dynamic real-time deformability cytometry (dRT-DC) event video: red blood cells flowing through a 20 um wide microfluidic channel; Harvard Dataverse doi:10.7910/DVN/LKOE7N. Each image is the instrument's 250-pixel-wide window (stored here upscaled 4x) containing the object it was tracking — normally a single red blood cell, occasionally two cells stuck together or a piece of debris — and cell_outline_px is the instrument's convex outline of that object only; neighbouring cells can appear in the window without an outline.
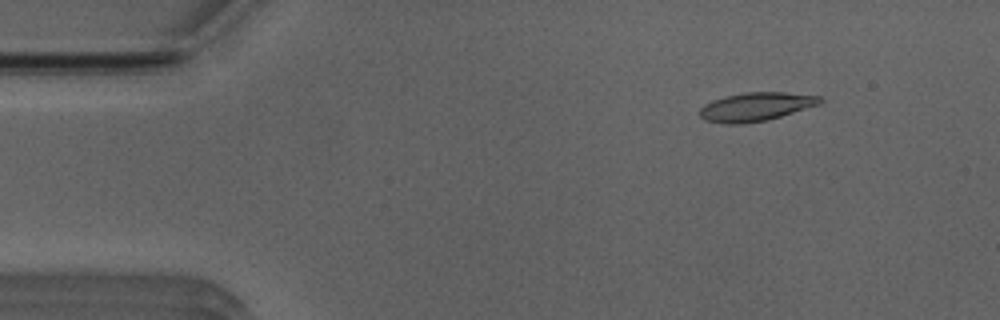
{"species": "Egyptian fruit bat (a non-hibernating species)", "species_latin": "Rousettus aegyptiacus", "temperature_condition": "room temperature", "stored_images_in_passage": 42, "camera_frame_rate_fps": 3000, "um_per_image_px": 0.085, "animal": {"sex": "male"}, "frame": {"image": 1, "passage_image": 6, "time_ms": 1.667, "image_size_px": [1000, 320], "cell_outline_px": [[824, 100], [820, 104], [780, 116], [764, 120], [740, 124], [724, 124], [704, 120], [700, 116], [700, 108], [704, 104], [712, 100], [724, 96], [744, 92], [784, 92], [820, 96]], "centroid_in_image_um": [64.22, 9.06], "position_along_channel_um": 20.8, "area_um2": 20.0}}
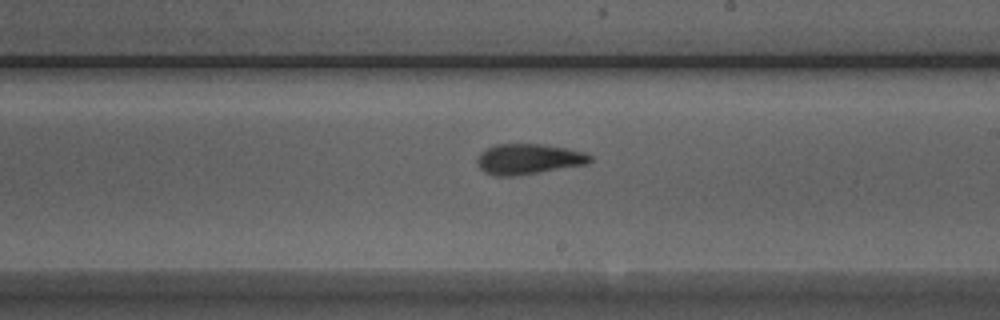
{"frame": {"image": 2, "passage_image": 29, "time_ms": 9.333, "image_size_px": [1000, 320], "cell_outline_px": [[592, 160], [584, 164], [512, 176], [496, 176], [484, 172], [476, 164], [476, 160], [480, 152], [484, 148], [496, 144], [544, 144], [584, 152], [592, 156]], "centroid_in_image_um": [44.84, 13.5], "position_along_channel_um": 244.2, "area_um2": 19.83}}
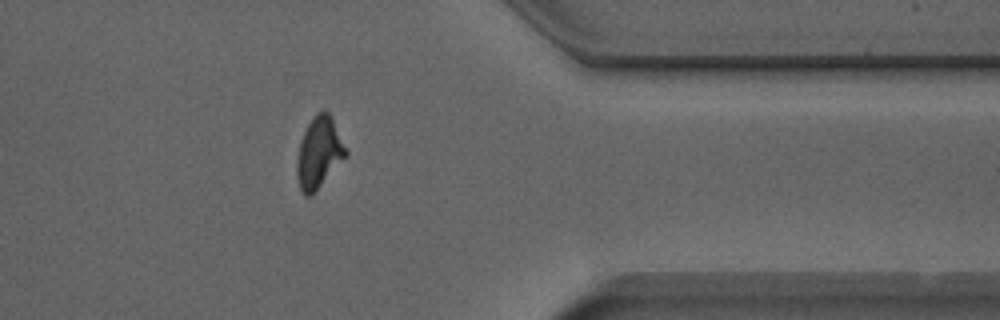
{"frame": {"image": 3, "passage_image": 41, "time_ms": 13.333, "image_size_px": [1000, 320], "cell_outline_px": [[348, 152], [312, 196], [304, 196], [300, 192], [296, 176], [296, 164], [300, 140], [308, 124], [316, 112], [328, 112]], "centroid_in_image_um": [27.06, 13.03], "position_along_channel_um": 384.3, "area_um2": 19.88}}